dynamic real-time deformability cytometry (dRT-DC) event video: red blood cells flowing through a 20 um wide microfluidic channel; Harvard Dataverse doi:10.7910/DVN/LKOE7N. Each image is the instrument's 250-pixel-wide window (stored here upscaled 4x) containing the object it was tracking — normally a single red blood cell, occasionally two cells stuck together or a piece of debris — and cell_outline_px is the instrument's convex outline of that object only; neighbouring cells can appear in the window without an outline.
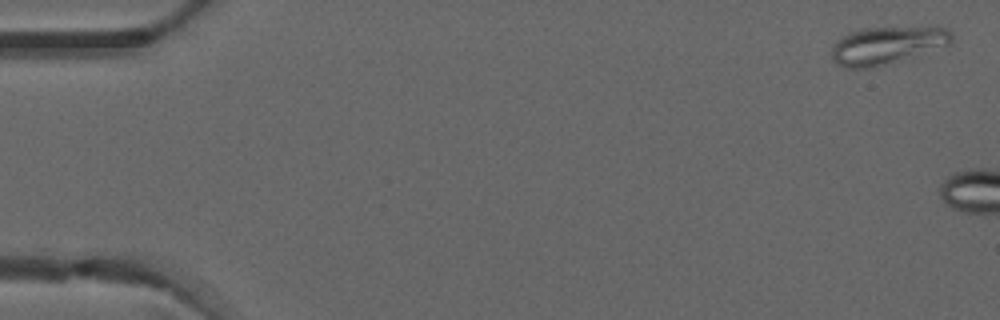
{"species": "common noctule bat (a hibernating species)", "species_latin": "Nyctalus noctula", "temperature_condition": "warm", "stored_images_in_passage": 2, "camera_frame_rate_fps": 3000, "um_per_image_px": 0.085, "animal": {"sex": "male", "forearm_length_mm": 52.5}, "frame": {"image": 1, "passage_image": 1, "time_ms": 0.0, "image_size_px": [1000, 320], "cell_outline_px": [[952, 40], [948, 44], [872, 68], [844, 68], [836, 64], [832, 60], [832, 48], [836, 40], [848, 32], [864, 28], [936, 24], [948, 28], [952, 32]], "centroid_in_image_um": [75.4, 3.78], "position_along_channel_um": 9.6, "area_um2": 26.82}}